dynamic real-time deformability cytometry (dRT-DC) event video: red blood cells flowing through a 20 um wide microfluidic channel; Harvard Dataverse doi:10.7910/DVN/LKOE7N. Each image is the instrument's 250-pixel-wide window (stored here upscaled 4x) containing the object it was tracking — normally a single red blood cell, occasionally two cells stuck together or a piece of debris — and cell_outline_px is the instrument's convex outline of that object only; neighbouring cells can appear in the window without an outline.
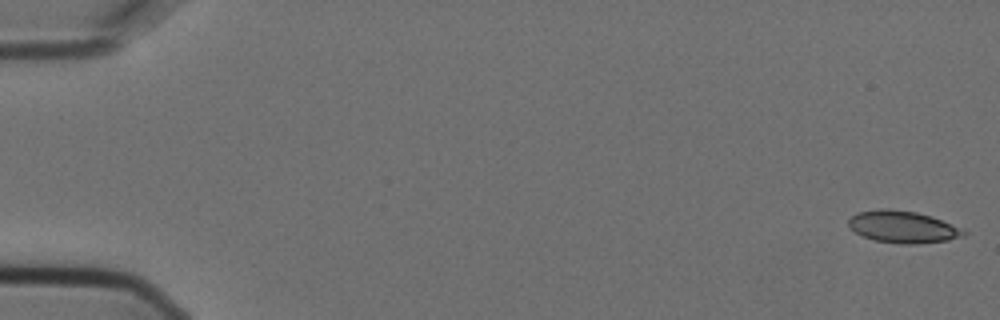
{"species": "Egyptian fruit bat (a non-hibernating species)", "species_latin": "Rousettus aegyptiacus", "temperature_condition": "cold", "stored_images_in_passage": 5, "camera_frame_rate_fps": 3000, "um_per_image_px": 0.085, "animal": {"sex": "female"}, "frame": {"image": 1, "passage_image": 1, "time_ms": 0.0, "image_size_px": [1000, 320], "cell_outline_px": [[968, 232], [964, 236], [948, 240], [916, 244], [904, 244], [876, 240], [864, 236], [856, 232], [848, 224], [848, 220], [856, 212], [880, 208], [888, 208], [916, 212], [932, 216], [964, 228]], "centroid_in_image_um": [76.79, 19.27], "position_along_channel_um": 8.2, "area_um2": 21.56}}